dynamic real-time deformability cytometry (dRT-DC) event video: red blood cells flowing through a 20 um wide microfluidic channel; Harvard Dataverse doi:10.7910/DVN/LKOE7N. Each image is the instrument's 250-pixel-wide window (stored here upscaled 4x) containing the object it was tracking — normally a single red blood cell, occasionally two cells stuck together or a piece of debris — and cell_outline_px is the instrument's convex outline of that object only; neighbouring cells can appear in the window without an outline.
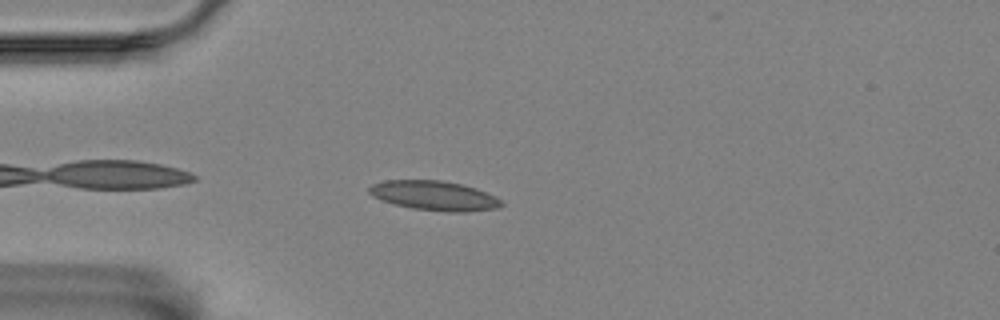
{"species": "Egyptian fruit bat (a non-hibernating species)", "species_latin": "Rousettus aegyptiacus", "temperature_condition": "room temperature", "stored_images_in_passage": 17, "camera_frame_rate_fps": 3000, "um_per_image_px": 0.085, "animal": {"sex": "female"}, "frame": {"image": 1, "passage_image": 3, "time_ms": 0.667, "image_size_px": [1000, 320], "cell_outline_px": [[504, 204], [496, 208], [468, 212], [448, 212], [412, 208], [380, 200], [372, 196], [368, 192], [368, 188], [372, 184], [384, 180], [440, 180], [460, 184], [476, 188], [496, 196]], "centroid_in_image_um": [36.9, 16.63], "position_along_channel_um": 48.1, "area_um2": 22.77}}
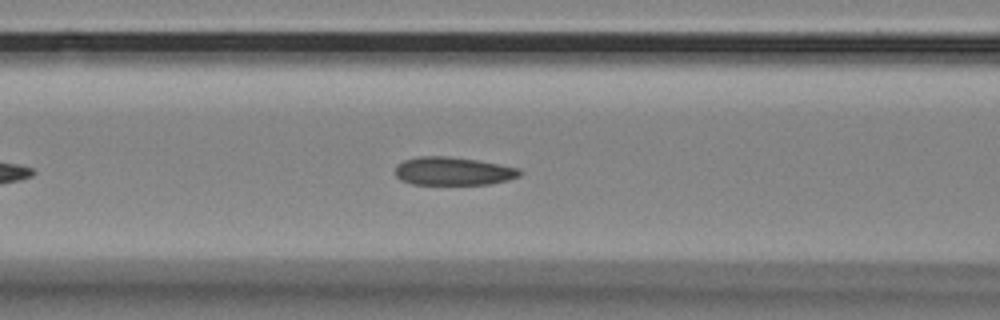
{"frame": {"image": 2, "passage_image": 11, "time_ms": 3.333, "image_size_px": [1000, 320], "cell_outline_px": [[524, 172], [520, 176], [508, 180], [488, 184], [412, 184], [400, 180], [396, 176], [396, 164], [404, 160], [420, 156], [448, 156], [476, 160], [500, 164], [520, 168]], "centroid_in_image_um": [38.54, 14.54], "position_along_channel_um": 128.1, "area_um2": 20.58}}
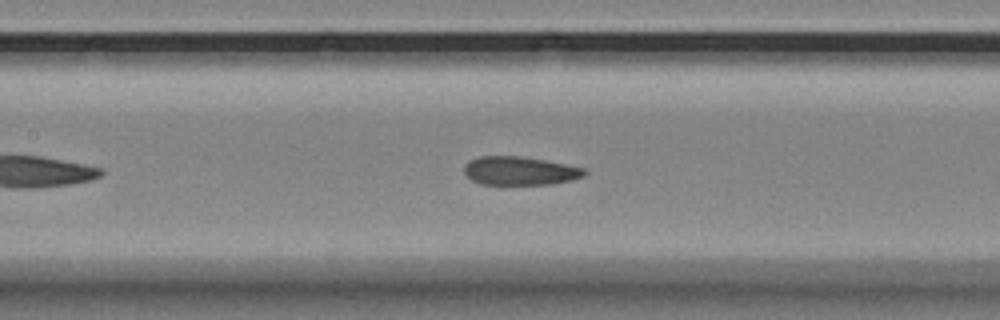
{"frame": {"image": 3, "passage_image": 14, "time_ms": 4.333, "image_size_px": [1000, 320], "cell_outline_px": [[588, 172], [584, 176], [572, 180], [552, 184], [480, 184], [472, 180], [464, 172], [464, 164], [468, 160], [480, 156], [520, 156], [544, 160], [584, 168]], "centroid_in_image_um": [44.17, 14.52], "position_along_channel_um": 163.2, "area_um2": 20.0}}